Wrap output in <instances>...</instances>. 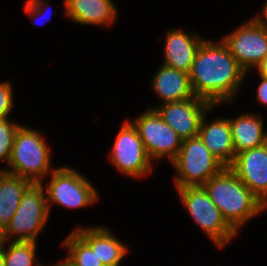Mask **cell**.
I'll return each instance as SVG.
<instances>
[{"instance_id": "cell-1", "label": "cell", "mask_w": 267, "mask_h": 266, "mask_svg": "<svg viewBox=\"0 0 267 266\" xmlns=\"http://www.w3.org/2000/svg\"><path fill=\"white\" fill-rule=\"evenodd\" d=\"M188 74L194 95L215 106L233 101L247 75L222 39L205 38Z\"/></svg>"}, {"instance_id": "cell-2", "label": "cell", "mask_w": 267, "mask_h": 266, "mask_svg": "<svg viewBox=\"0 0 267 266\" xmlns=\"http://www.w3.org/2000/svg\"><path fill=\"white\" fill-rule=\"evenodd\" d=\"M203 187L236 233L244 223L267 209L229 167L213 176Z\"/></svg>"}, {"instance_id": "cell-3", "label": "cell", "mask_w": 267, "mask_h": 266, "mask_svg": "<svg viewBox=\"0 0 267 266\" xmlns=\"http://www.w3.org/2000/svg\"><path fill=\"white\" fill-rule=\"evenodd\" d=\"M51 151L41 132L21 125L17 130L8 169H2L11 175L23 177L32 183H43L51 165Z\"/></svg>"}, {"instance_id": "cell-4", "label": "cell", "mask_w": 267, "mask_h": 266, "mask_svg": "<svg viewBox=\"0 0 267 266\" xmlns=\"http://www.w3.org/2000/svg\"><path fill=\"white\" fill-rule=\"evenodd\" d=\"M44 188L43 183H32L27 188L0 240L6 243L12 238L13 241L37 240L39 233L46 227L50 213Z\"/></svg>"}, {"instance_id": "cell-5", "label": "cell", "mask_w": 267, "mask_h": 266, "mask_svg": "<svg viewBox=\"0 0 267 266\" xmlns=\"http://www.w3.org/2000/svg\"><path fill=\"white\" fill-rule=\"evenodd\" d=\"M171 164L177 171L174 178L176 188L203 186L225 168L198 136L183 140Z\"/></svg>"}, {"instance_id": "cell-6", "label": "cell", "mask_w": 267, "mask_h": 266, "mask_svg": "<svg viewBox=\"0 0 267 266\" xmlns=\"http://www.w3.org/2000/svg\"><path fill=\"white\" fill-rule=\"evenodd\" d=\"M183 206L192 220L222 249L237 233L223 219L220 210L211 201L203 186L176 188Z\"/></svg>"}, {"instance_id": "cell-7", "label": "cell", "mask_w": 267, "mask_h": 266, "mask_svg": "<svg viewBox=\"0 0 267 266\" xmlns=\"http://www.w3.org/2000/svg\"><path fill=\"white\" fill-rule=\"evenodd\" d=\"M51 170V181L45 189L49 212L52 203L64 208L84 209L98 200V191L82 173L67 166Z\"/></svg>"}, {"instance_id": "cell-8", "label": "cell", "mask_w": 267, "mask_h": 266, "mask_svg": "<svg viewBox=\"0 0 267 266\" xmlns=\"http://www.w3.org/2000/svg\"><path fill=\"white\" fill-rule=\"evenodd\" d=\"M109 159L115 168L131 178L144 177L153 170L154 163L140 139L138 130L132 121H124L116 136Z\"/></svg>"}, {"instance_id": "cell-9", "label": "cell", "mask_w": 267, "mask_h": 266, "mask_svg": "<svg viewBox=\"0 0 267 266\" xmlns=\"http://www.w3.org/2000/svg\"><path fill=\"white\" fill-rule=\"evenodd\" d=\"M132 123L136 126L140 139L152 161L167 158L170 163L176 158L183 139L165 123L154 108H148Z\"/></svg>"}, {"instance_id": "cell-10", "label": "cell", "mask_w": 267, "mask_h": 266, "mask_svg": "<svg viewBox=\"0 0 267 266\" xmlns=\"http://www.w3.org/2000/svg\"><path fill=\"white\" fill-rule=\"evenodd\" d=\"M222 40L246 74L267 56V25L257 15Z\"/></svg>"}, {"instance_id": "cell-11", "label": "cell", "mask_w": 267, "mask_h": 266, "mask_svg": "<svg viewBox=\"0 0 267 266\" xmlns=\"http://www.w3.org/2000/svg\"><path fill=\"white\" fill-rule=\"evenodd\" d=\"M214 107L209 101L195 96L187 100L161 103L154 109L185 140L198 136L203 116Z\"/></svg>"}, {"instance_id": "cell-12", "label": "cell", "mask_w": 267, "mask_h": 266, "mask_svg": "<svg viewBox=\"0 0 267 266\" xmlns=\"http://www.w3.org/2000/svg\"><path fill=\"white\" fill-rule=\"evenodd\" d=\"M229 168L267 208V143L236 154Z\"/></svg>"}, {"instance_id": "cell-13", "label": "cell", "mask_w": 267, "mask_h": 266, "mask_svg": "<svg viewBox=\"0 0 267 266\" xmlns=\"http://www.w3.org/2000/svg\"><path fill=\"white\" fill-rule=\"evenodd\" d=\"M164 61L162 64L189 73L196 52L204 40L191 32L172 29L165 36Z\"/></svg>"}, {"instance_id": "cell-14", "label": "cell", "mask_w": 267, "mask_h": 266, "mask_svg": "<svg viewBox=\"0 0 267 266\" xmlns=\"http://www.w3.org/2000/svg\"><path fill=\"white\" fill-rule=\"evenodd\" d=\"M74 231L91 247L103 266H119L127 254V245L103 226L77 227Z\"/></svg>"}, {"instance_id": "cell-15", "label": "cell", "mask_w": 267, "mask_h": 266, "mask_svg": "<svg viewBox=\"0 0 267 266\" xmlns=\"http://www.w3.org/2000/svg\"><path fill=\"white\" fill-rule=\"evenodd\" d=\"M65 16L76 24L110 26L116 21L113 0H64Z\"/></svg>"}, {"instance_id": "cell-16", "label": "cell", "mask_w": 267, "mask_h": 266, "mask_svg": "<svg viewBox=\"0 0 267 266\" xmlns=\"http://www.w3.org/2000/svg\"><path fill=\"white\" fill-rule=\"evenodd\" d=\"M198 137L211 153L229 167L235 159L229 118H217L207 123L206 113L202 118Z\"/></svg>"}, {"instance_id": "cell-17", "label": "cell", "mask_w": 267, "mask_h": 266, "mask_svg": "<svg viewBox=\"0 0 267 266\" xmlns=\"http://www.w3.org/2000/svg\"><path fill=\"white\" fill-rule=\"evenodd\" d=\"M152 90L163 101L162 103L175 102L194 98L189 74L175 68L161 65L159 70L152 75Z\"/></svg>"}, {"instance_id": "cell-18", "label": "cell", "mask_w": 267, "mask_h": 266, "mask_svg": "<svg viewBox=\"0 0 267 266\" xmlns=\"http://www.w3.org/2000/svg\"><path fill=\"white\" fill-rule=\"evenodd\" d=\"M261 116V114L242 113L229 119L235 155L267 143V132L264 131V121Z\"/></svg>"}, {"instance_id": "cell-19", "label": "cell", "mask_w": 267, "mask_h": 266, "mask_svg": "<svg viewBox=\"0 0 267 266\" xmlns=\"http://www.w3.org/2000/svg\"><path fill=\"white\" fill-rule=\"evenodd\" d=\"M31 184L28 179L0 171V236L8 228L24 192Z\"/></svg>"}, {"instance_id": "cell-20", "label": "cell", "mask_w": 267, "mask_h": 266, "mask_svg": "<svg viewBox=\"0 0 267 266\" xmlns=\"http://www.w3.org/2000/svg\"><path fill=\"white\" fill-rule=\"evenodd\" d=\"M62 246L68 249L66 259L73 266H103L102 262L93 252L91 247L75 232L64 239Z\"/></svg>"}, {"instance_id": "cell-21", "label": "cell", "mask_w": 267, "mask_h": 266, "mask_svg": "<svg viewBox=\"0 0 267 266\" xmlns=\"http://www.w3.org/2000/svg\"><path fill=\"white\" fill-rule=\"evenodd\" d=\"M9 242V246L5 248L4 266H43L41 262H35L37 241Z\"/></svg>"}, {"instance_id": "cell-22", "label": "cell", "mask_w": 267, "mask_h": 266, "mask_svg": "<svg viewBox=\"0 0 267 266\" xmlns=\"http://www.w3.org/2000/svg\"><path fill=\"white\" fill-rule=\"evenodd\" d=\"M21 125L10 122L9 118L0 119V163L5 160L8 164L15 134Z\"/></svg>"}, {"instance_id": "cell-23", "label": "cell", "mask_w": 267, "mask_h": 266, "mask_svg": "<svg viewBox=\"0 0 267 266\" xmlns=\"http://www.w3.org/2000/svg\"><path fill=\"white\" fill-rule=\"evenodd\" d=\"M13 87L10 81L0 83V119L8 118L13 108Z\"/></svg>"}, {"instance_id": "cell-24", "label": "cell", "mask_w": 267, "mask_h": 266, "mask_svg": "<svg viewBox=\"0 0 267 266\" xmlns=\"http://www.w3.org/2000/svg\"><path fill=\"white\" fill-rule=\"evenodd\" d=\"M47 3H48L47 0L46 1L45 0H27L25 2V5H24V10L26 13H28L29 16H32L31 20H33V18L35 20H36V18L44 19L43 17L45 16L46 12H48L47 11L48 7H46ZM51 16H52V14H51ZM50 18L46 19V22L51 21ZM46 22H44V24Z\"/></svg>"}, {"instance_id": "cell-25", "label": "cell", "mask_w": 267, "mask_h": 266, "mask_svg": "<svg viewBox=\"0 0 267 266\" xmlns=\"http://www.w3.org/2000/svg\"><path fill=\"white\" fill-rule=\"evenodd\" d=\"M261 82L257 89V101L267 107V76L258 74Z\"/></svg>"}, {"instance_id": "cell-26", "label": "cell", "mask_w": 267, "mask_h": 266, "mask_svg": "<svg viewBox=\"0 0 267 266\" xmlns=\"http://www.w3.org/2000/svg\"><path fill=\"white\" fill-rule=\"evenodd\" d=\"M6 241L0 240V266H4Z\"/></svg>"}, {"instance_id": "cell-27", "label": "cell", "mask_w": 267, "mask_h": 266, "mask_svg": "<svg viewBox=\"0 0 267 266\" xmlns=\"http://www.w3.org/2000/svg\"><path fill=\"white\" fill-rule=\"evenodd\" d=\"M258 73L267 76V56L264 58L262 63L257 67Z\"/></svg>"}, {"instance_id": "cell-28", "label": "cell", "mask_w": 267, "mask_h": 266, "mask_svg": "<svg viewBox=\"0 0 267 266\" xmlns=\"http://www.w3.org/2000/svg\"><path fill=\"white\" fill-rule=\"evenodd\" d=\"M262 10V13H257V16L267 25V0L264 3V7Z\"/></svg>"}, {"instance_id": "cell-29", "label": "cell", "mask_w": 267, "mask_h": 266, "mask_svg": "<svg viewBox=\"0 0 267 266\" xmlns=\"http://www.w3.org/2000/svg\"><path fill=\"white\" fill-rule=\"evenodd\" d=\"M51 266H73V265L65 258L64 261L56 263V264L53 263V265Z\"/></svg>"}]
</instances>
